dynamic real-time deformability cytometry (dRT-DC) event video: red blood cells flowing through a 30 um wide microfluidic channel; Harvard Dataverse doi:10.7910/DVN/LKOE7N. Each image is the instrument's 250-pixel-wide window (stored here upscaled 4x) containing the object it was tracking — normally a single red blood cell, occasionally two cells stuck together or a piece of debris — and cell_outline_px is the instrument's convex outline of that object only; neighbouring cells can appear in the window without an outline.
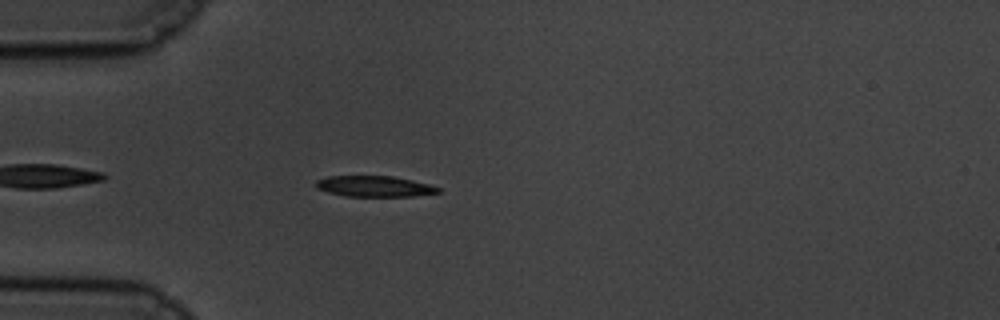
{"species": "common noctule bat (a hibernating species)", "species_latin": "Nyctalus noctula", "temperature_condition": "cold", "stored_images_in_passage": 46, "camera_frame_rate_fps": 3000, "um_per_image_px": 0.085, "animal": {"sex": "male", "body_mass_g": 19.5, "forearm_length_mm": 54.6}, "frame": {"image": 1, "passage_image": 5, "time_ms": 1.333, "image_size_px": [1000, 320], "cell_outline_px": [[440, 192], [412, 196], [348, 196], [328, 192], [316, 188], [316, 180], [328, 176], [392, 176], [412, 180], [428, 184], [440, 188]], "centroid_in_image_um": [31.81, 15.83], "position_along_channel_um": 53.2, "area_um2": 14.68}}
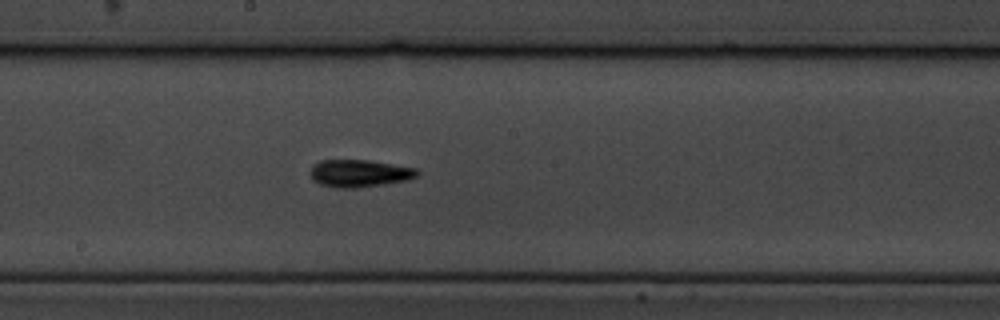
{"frame": {"image": 2, "passage_image": 20, "time_ms": 6.333, "image_size_px": [1000, 320], "cell_outline_px": [[420, 172], [416, 176], [408, 180], [356, 188], [336, 188], [320, 184], [312, 180], [312, 168], [320, 160], [368, 160], [416, 168]], "centroid_in_image_um": [30.56, 14.74], "position_along_channel_um": 217.6, "area_um2": 16.88}}
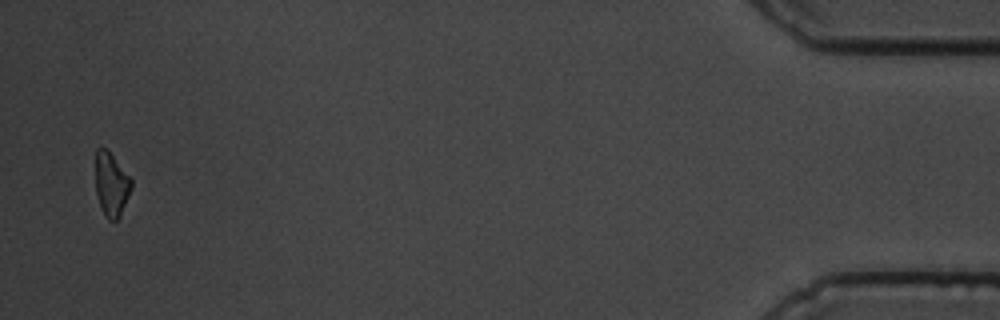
{"frame": {"image": 3, "passage_image": 45, "time_ms": 14.667, "image_size_px": [1000, 320], "cell_outline_px": [[132, 188], [120, 216], [116, 220], [108, 220], [104, 216], [96, 192], [96, 148], [108, 148], [132, 180]], "centroid_in_image_um": [9.47, 15.66], "position_along_channel_um": 425.7, "area_um2": 13.35}, "authors_computed_cell_mechanics": {"area_um2": 15.3748, "velocity_mm_per_s": 3.4884, "shape_relaxation_time_tau1_ms": 4.6955, "shape_relaxation_time_tau2_ms": null, "deformation_change_tau1": 0.1428, "deformation_change_tau2": null}}